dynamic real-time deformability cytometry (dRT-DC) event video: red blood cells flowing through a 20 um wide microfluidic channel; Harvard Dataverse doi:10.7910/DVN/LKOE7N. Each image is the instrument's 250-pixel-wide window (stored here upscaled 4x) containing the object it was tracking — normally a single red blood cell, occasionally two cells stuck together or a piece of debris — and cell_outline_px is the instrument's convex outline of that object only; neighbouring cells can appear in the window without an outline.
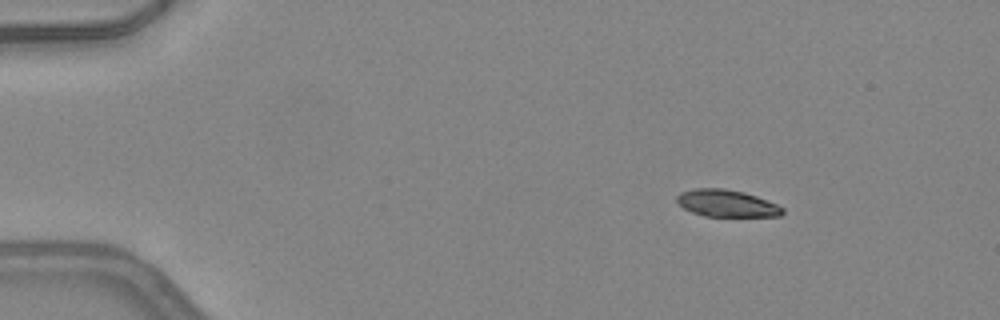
{"species": "common noctule bat (a hibernating species)", "species_latin": "Nyctalus noctula", "temperature_condition": "warm", "stored_images_in_passage": 43, "camera_frame_rate_fps": 3000, "um_per_image_px": 0.085, "animal": {"sex": "female", "body_mass_g": 24.6, "forearm_length_mm": 56.2}, "frame": {"image": 1, "passage_image": 1, "time_ms": 0.0, "image_size_px": [1000, 320], "cell_outline_px": [[784, 212], [780, 216], [704, 216], [692, 212], [684, 208], [676, 200], [676, 196], [680, 192], [696, 188], [724, 188], [744, 192], [756, 196], [776, 204], [784, 208]], "centroid_in_image_um": [61.76, 17.28], "position_along_channel_um": 23.2, "area_um2": 16.59}}
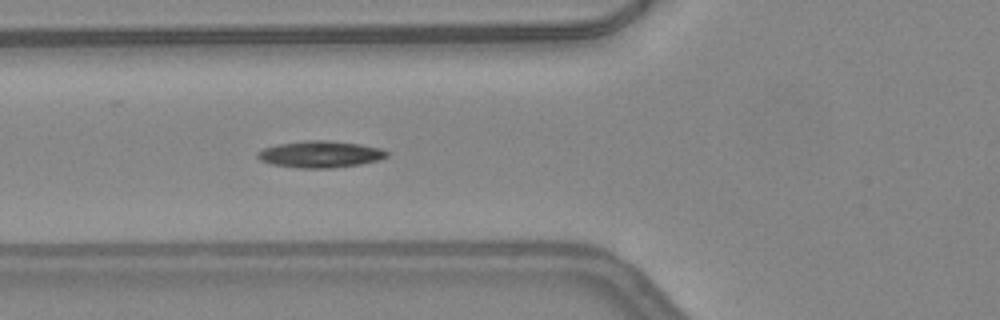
{"frame": {"image": 2, "passage_image": 13, "time_ms": 4.0, "image_size_px": [1000, 320], "cell_outline_px": [[388, 156], [380, 160], [360, 164], [332, 168], [300, 168], [272, 164], [260, 160], [256, 156], [256, 152], [264, 148], [276, 144], [304, 140], [324, 140], [360, 144], [380, 148], [388, 152]], "centroid_in_image_um": [27.2, 13.11], "position_along_channel_um": 98.6, "area_um2": 20.17}}
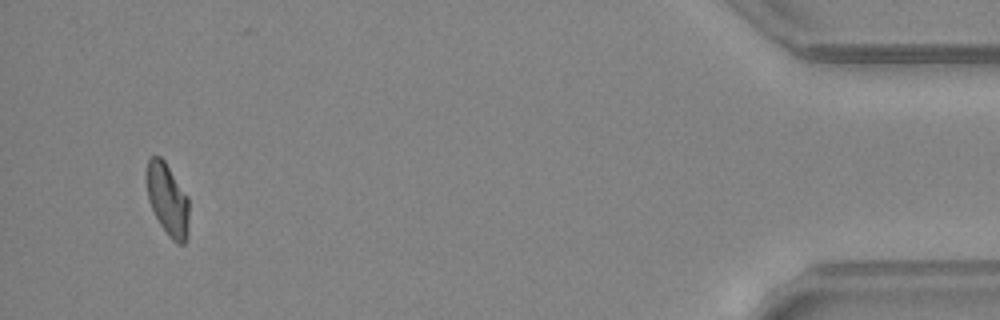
{"frame": {"image": 3, "passage_image": 41, "time_ms": 13.333, "image_size_px": [1000, 320], "cell_outline_px": [[188, 240], [184, 244], [176, 244], [168, 236], [160, 224], [148, 200], [144, 180], [144, 176], [148, 160], [152, 156], [160, 156], [164, 160], [188, 196]], "centroid_in_image_um": [14.22, 16.96], "position_along_channel_um": 421.0, "area_um2": 18.26}, "authors_computed_cell_mechanics": {"area_um2": 18.4382, "velocity_mm_per_s": 4.2543, "shape_relaxation_time_tau1_ms": 4.313, "shape_relaxation_time_tau2_ms": null, "deformation_change_tau1": 0.1288, "deformation_change_tau2": null}}